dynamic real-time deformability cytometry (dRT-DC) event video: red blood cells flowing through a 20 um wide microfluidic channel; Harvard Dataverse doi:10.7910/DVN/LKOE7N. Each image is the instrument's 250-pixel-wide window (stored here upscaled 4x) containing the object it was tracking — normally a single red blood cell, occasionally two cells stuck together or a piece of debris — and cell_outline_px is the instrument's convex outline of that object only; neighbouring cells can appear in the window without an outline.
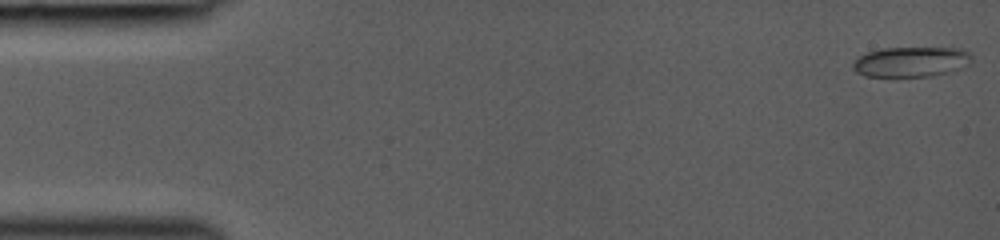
{"species": "common noctule bat (a hibernating species)", "species_latin": "Nyctalus noctula", "temperature_condition": "room temperature", "stored_images_in_passage": 38, "camera_frame_rate_fps": 3000, "um_per_image_px": 0.085, "animal": {"sex": "female", "body_mass_g": 19.0, "forearm_length_mm": 53.3}, "frame": {"image": 1, "passage_image": 1, "time_ms": 0.0, "image_size_px": [1000, 240], "cell_outline_px": [[972, 60], [968, 64], [960, 68], [948, 72], [932, 76], [864, 76], [856, 72], [852, 68], [852, 64], [856, 56], [868, 52], [884, 48], [960, 48], [968, 52], [972, 56]], "centroid_in_image_um": [77.41, 5.25], "position_along_channel_um": 7.6, "area_um2": 20.87}}
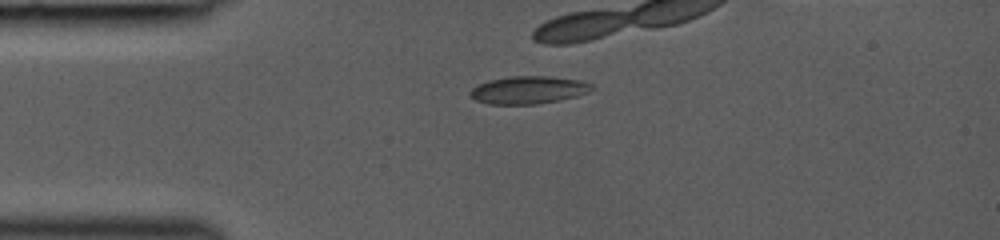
{"frame": {"image": 2, "passage_image": 11, "time_ms": 3.333, "image_size_px": [1000, 240], "cell_outline_px": [[596, 88], [588, 92], [576, 96], [560, 100], [536, 104], [488, 104], [476, 100], [468, 96], [468, 92], [476, 84], [488, 80], [508, 76], [548, 76], [580, 80], [592, 84]], "centroid_in_image_um": [44.88, 7.64], "position_along_channel_um": 40.1, "area_um2": 19.88}}